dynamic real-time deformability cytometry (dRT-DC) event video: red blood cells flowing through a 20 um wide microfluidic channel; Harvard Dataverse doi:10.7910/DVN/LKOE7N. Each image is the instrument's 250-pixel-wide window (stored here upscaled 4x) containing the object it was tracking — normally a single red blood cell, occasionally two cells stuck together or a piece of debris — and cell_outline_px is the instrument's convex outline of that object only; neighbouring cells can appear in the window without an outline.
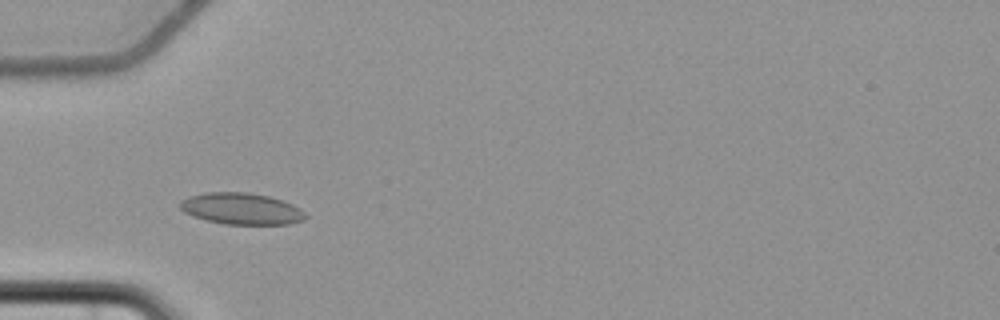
{"species": "common noctule bat (a hibernating species)", "species_latin": "Nyctalus noctula", "temperature_condition": "cold", "stored_images_in_passage": 6, "camera_frame_rate_fps": 3000, "um_per_image_px": 0.085, "animal": {"sex": "female", "body_mass_g": 22.7, "forearm_length_mm": 54.2}, "frame": {"image": 1, "passage_image": 3, "time_ms": 3.333, "image_size_px": [1000, 320], "cell_outline_px": [[308, 216], [304, 220], [288, 224], [224, 224], [208, 220], [184, 212], [180, 208], [180, 200], [188, 196], [204, 192], [248, 192], [268, 196], [292, 204], [300, 208]], "centroid_in_image_um": [20.52, 17.73], "position_along_channel_um": 64.5, "area_um2": 22.95}}
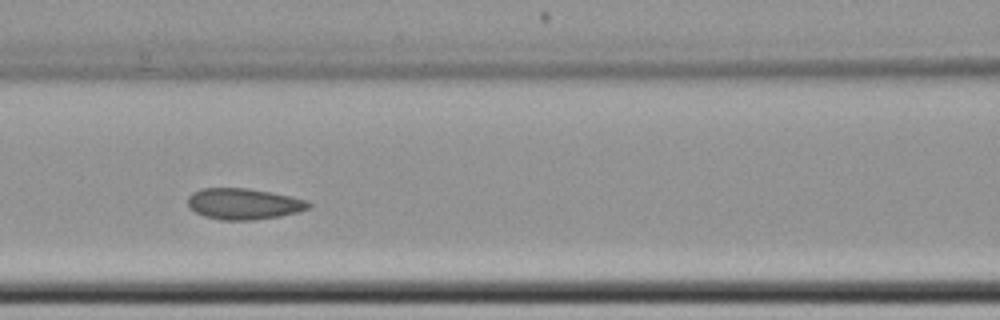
{"frame": {"image": 2, "passage_image": 5, "time_ms": 5.667, "image_size_px": [1000, 320], "cell_outline_px": [[312, 204], [308, 208], [296, 212], [280, 216], [256, 220], [220, 220], [204, 216], [196, 212], [188, 204], [188, 196], [192, 192], [200, 188], [248, 188], [272, 192], [308, 200]], "centroid_in_image_um": [20.71, 17.32], "position_along_channel_um": 145.9, "area_um2": 21.96}}
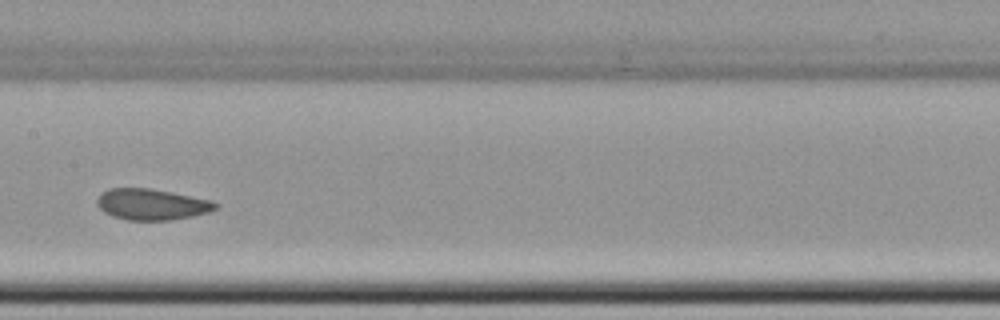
{"frame": {"image": 3, "passage_image": 6, "time_ms": 7.0, "image_size_px": [1000, 320], "cell_outline_px": [[220, 204], [216, 208], [208, 212], [192, 216], [172, 220], [128, 220], [112, 216], [104, 212], [96, 204], [96, 200], [100, 192], [108, 188], [148, 188], [208, 200]], "centroid_in_image_um": [12.82, 17.37], "position_along_channel_um": 194.6, "area_um2": 21.27}}